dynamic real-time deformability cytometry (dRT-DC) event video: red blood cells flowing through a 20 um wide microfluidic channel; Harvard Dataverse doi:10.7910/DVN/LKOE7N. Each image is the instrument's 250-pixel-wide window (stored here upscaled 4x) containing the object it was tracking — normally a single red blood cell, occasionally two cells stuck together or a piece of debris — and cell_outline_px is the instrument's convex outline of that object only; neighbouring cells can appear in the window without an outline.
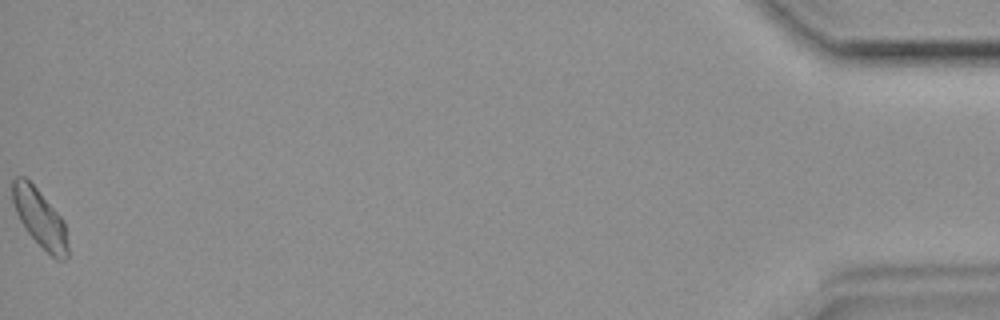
{"species": "common noctule bat (a hibernating species)", "species_latin": "Nyctalus noctula", "temperature_condition": "room temperature", "stored_images_in_passage": 38, "camera_frame_rate_fps": 3000, "um_per_image_px": 0.085, "animal": {"sex": "female", "body_mass_g": 19.9}, "frame": {"image": 1, "passage_image": 38, "time_ms": 12.333, "image_size_px": [1000, 320], "cell_outline_px": [[68, 256], [64, 260], [56, 260], [24, 228], [12, 204], [12, 180], [16, 176], [24, 176], [36, 188], [64, 220], [68, 244]], "centroid_in_image_um": [3.38, 18.54], "position_along_channel_um": 431.8, "area_um2": 18.55}}